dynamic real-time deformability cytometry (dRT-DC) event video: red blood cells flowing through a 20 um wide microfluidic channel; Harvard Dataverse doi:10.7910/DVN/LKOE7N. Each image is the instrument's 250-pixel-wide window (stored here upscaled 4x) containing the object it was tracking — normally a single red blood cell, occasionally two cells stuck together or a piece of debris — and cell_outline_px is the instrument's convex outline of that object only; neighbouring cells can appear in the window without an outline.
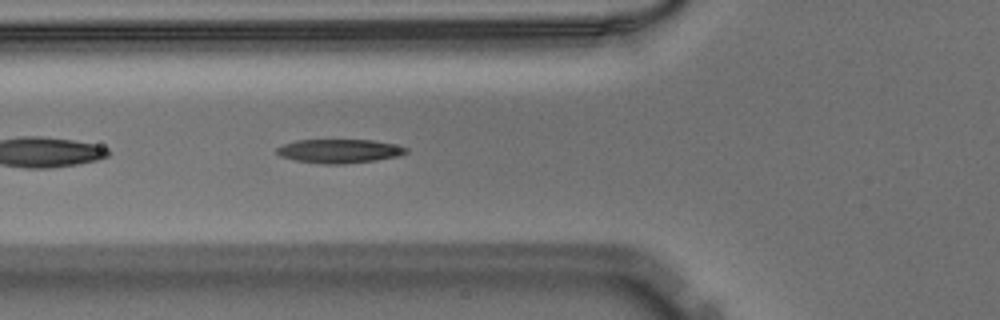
{"species": "Egyptian fruit bat (a non-hibernating species)", "species_latin": "Rousettus aegyptiacus", "temperature_condition": "warm", "stored_images_in_passage": 20, "camera_frame_rate_fps": 3000, "um_per_image_px": 0.085, "animal": {"sex": "male"}, "frame": {"image": 1, "passage_image": 4, "time_ms": 1.0, "image_size_px": [1000, 320], "cell_outline_px": [[408, 152], [400, 156], [376, 160], [344, 164], [320, 164], [292, 160], [280, 156], [276, 152], [276, 148], [284, 144], [296, 140], [372, 140], [392, 144], [408, 148]], "centroid_in_image_um": [28.82, 12.85], "position_along_channel_um": 97.0, "area_um2": 18.09}}
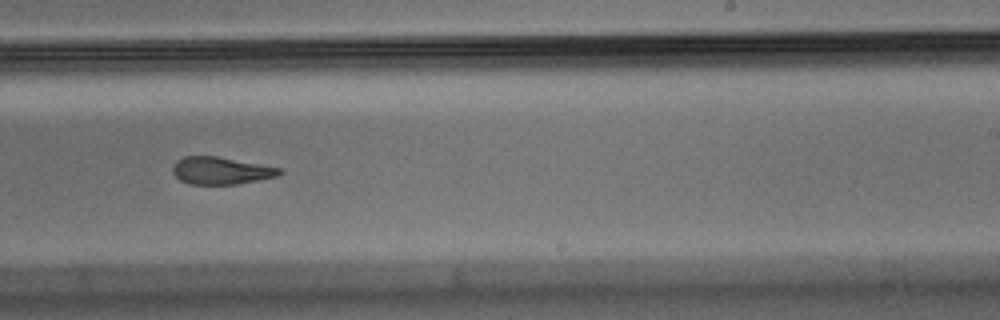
{"frame": {"image": 2, "passage_image": 17, "time_ms": 5.333, "image_size_px": [1000, 320], "cell_outline_px": [[284, 172], [280, 176], [260, 180], [236, 184], [188, 184], [180, 180], [172, 172], [172, 164], [176, 160], [184, 156], [216, 156], [284, 168]], "centroid_in_image_um": [18.82, 14.5], "position_along_channel_um": 270.2, "area_um2": 17.34}}